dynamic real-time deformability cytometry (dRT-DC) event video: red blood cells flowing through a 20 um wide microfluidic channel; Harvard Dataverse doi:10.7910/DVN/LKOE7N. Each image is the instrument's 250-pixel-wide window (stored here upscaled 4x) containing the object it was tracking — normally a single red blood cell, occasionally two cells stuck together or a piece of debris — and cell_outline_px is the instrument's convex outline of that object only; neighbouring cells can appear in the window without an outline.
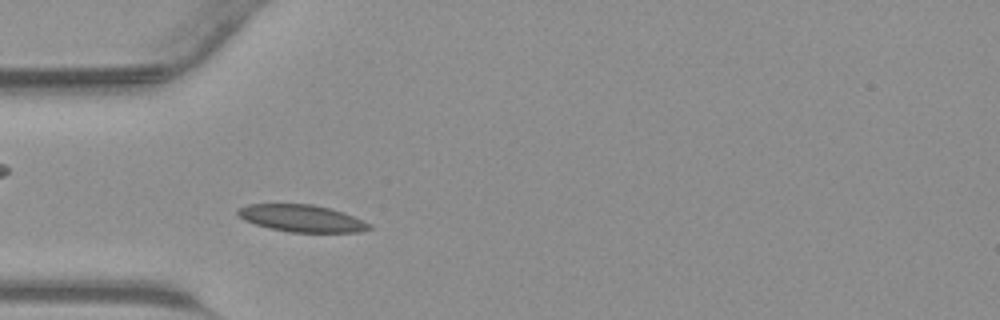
{"species": "common noctule bat (a hibernating species)", "species_latin": "Nyctalus noctula", "temperature_condition": "warm", "stored_images_in_passage": 35, "camera_frame_rate_fps": 3000, "um_per_image_px": 0.085, "animal": {"sex": "male", "body_mass_g": 23.1, "forearm_length_mm": 52.7}, "frame": {"image": 1, "passage_image": 6, "time_ms": 1.667, "image_size_px": [1000, 320], "cell_outline_px": [[372, 228], [356, 232], [288, 232], [268, 228], [244, 220], [236, 212], [236, 208], [248, 204], [312, 204], [332, 208], [344, 212], [372, 224]], "centroid_in_image_um": [25.64, 18.55], "position_along_channel_um": 59.4, "area_um2": 20.87}}
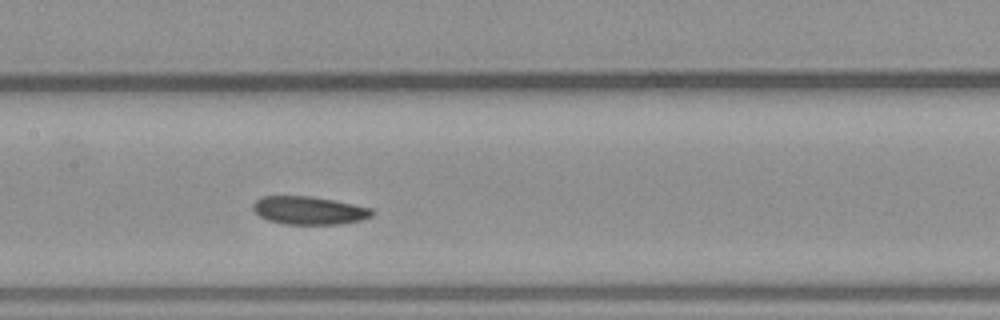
{"frame": {"image": 2, "passage_image": 14, "time_ms": 4.333, "image_size_px": [1000, 320], "cell_outline_px": [[376, 212], [372, 216], [360, 220], [340, 224], [284, 224], [268, 220], [260, 216], [252, 208], [252, 204], [260, 196], [312, 196], [372, 208]], "centroid_in_image_um": [26.26, 17.88], "position_along_channel_um": 181.1, "area_um2": 19.48}}
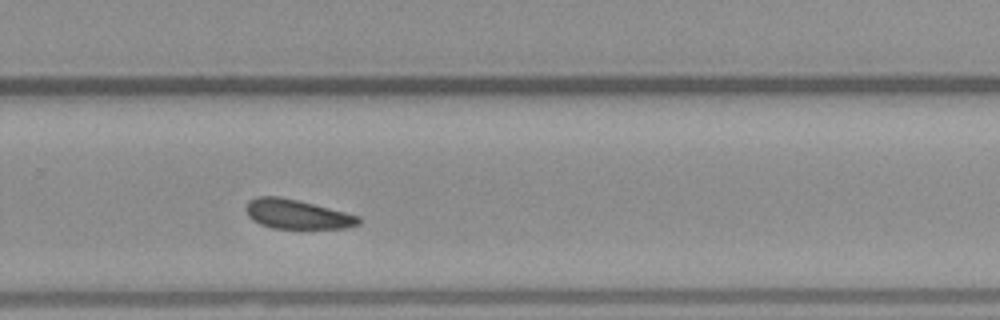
{"frame": {"image": 3, "passage_image": 22, "time_ms": 7.0, "image_size_px": [1000, 320], "cell_outline_px": [[360, 224], [344, 228], [272, 228], [260, 224], [252, 220], [248, 216], [244, 208], [248, 200], [256, 196], [280, 196], [360, 216]], "centroid_in_image_um": [25.18, 18.2], "position_along_channel_um": 304.6, "area_um2": 19.19}}